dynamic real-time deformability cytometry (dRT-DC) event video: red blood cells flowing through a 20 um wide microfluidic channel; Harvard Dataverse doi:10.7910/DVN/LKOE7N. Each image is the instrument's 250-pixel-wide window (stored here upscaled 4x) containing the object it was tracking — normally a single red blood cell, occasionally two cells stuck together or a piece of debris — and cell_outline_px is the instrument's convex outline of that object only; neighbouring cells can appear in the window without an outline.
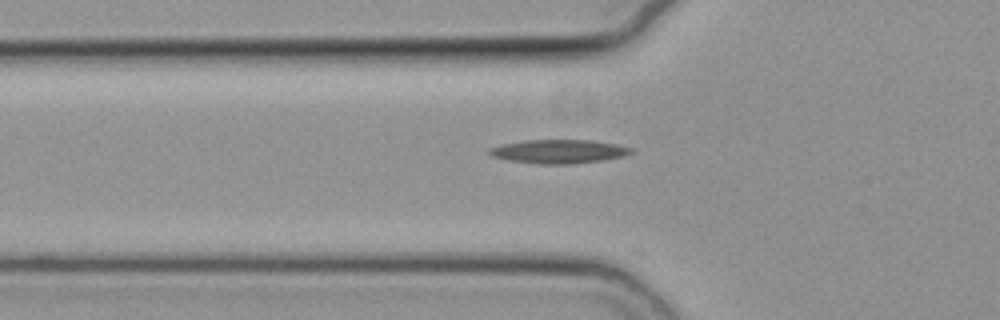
{"species": "common noctule bat (a hibernating species)", "species_latin": "Nyctalus noctula", "temperature_condition": "cold", "stored_images_in_passage": 34, "camera_frame_rate_fps": 3000, "um_per_image_px": 0.085, "animal": {"sex": "female", "body_mass_g": 19.3, "forearm_length_mm": 54.1}, "frame": {"image": 1, "passage_image": 4, "time_ms": 1.0, "image_size_px": [1000, 320], "cell_outline_px": [[632, 152], [624, 156], [604, 160], [572, 164], [536, 164], [508, 160], [492, 156], [488, 152], [488, 148], [500, 144], [524, 140], [592, 140], [616, 144], [632, 148]], "centroid_in_image_um": [47.46, 12.87], "position_along_channel_um": 78.3, "area_um2": 19.77}}
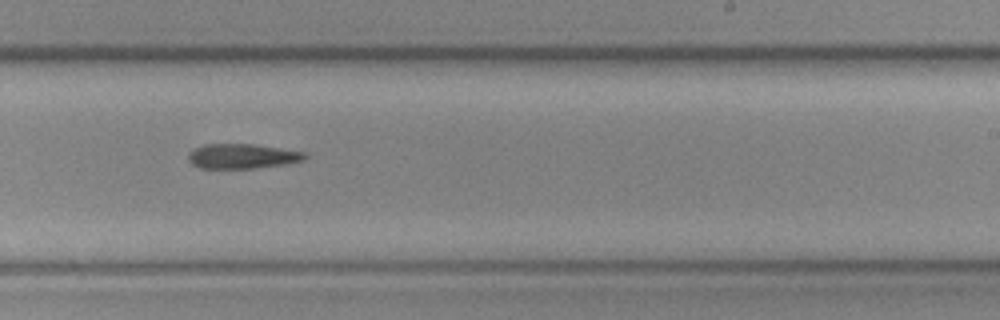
{"frame": {"image": 2, "passage_image": 19, "time_ms": 6.0, "image_size_px": [1000, 320], "cell_outline_px": [[308, 156], [304, 160], [284, 164], [256, 168], [200, 168], [192, 164], [188, 160], [188, 152], [204, 144], [252, 144], [308, 152]], "centroid_in_image_um": [20.61, 13.27], "position_along_channel_um": 268.4, "area_um2": 16.88}}
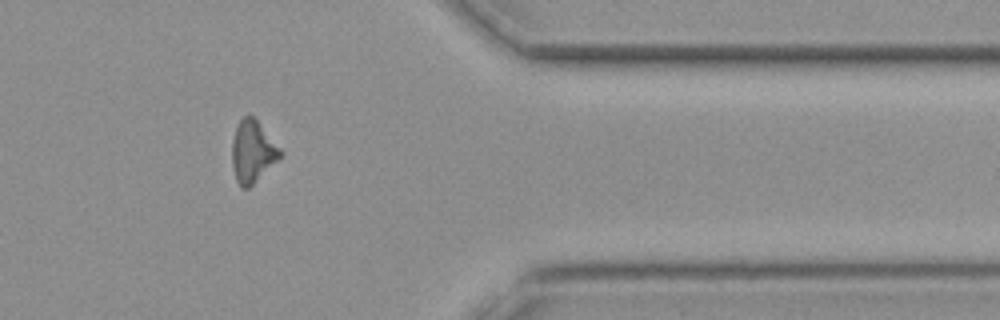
{"frame": {"image": 3, "passage_image": 30, "time_ms": 9.667, "image_size_px": [1000, 320], "cell_outline_px": [[284, 156], [248, 188], [240, 188], [236, 180], [232, 168], [232, 140], [236, 128], [240, 120], [248, 112], [256, 120], [284, 152]], "centroid_in_image_um": [21.48, 12.9], "position_along_channel_um": 389.9, "area_um2": 17.57}}